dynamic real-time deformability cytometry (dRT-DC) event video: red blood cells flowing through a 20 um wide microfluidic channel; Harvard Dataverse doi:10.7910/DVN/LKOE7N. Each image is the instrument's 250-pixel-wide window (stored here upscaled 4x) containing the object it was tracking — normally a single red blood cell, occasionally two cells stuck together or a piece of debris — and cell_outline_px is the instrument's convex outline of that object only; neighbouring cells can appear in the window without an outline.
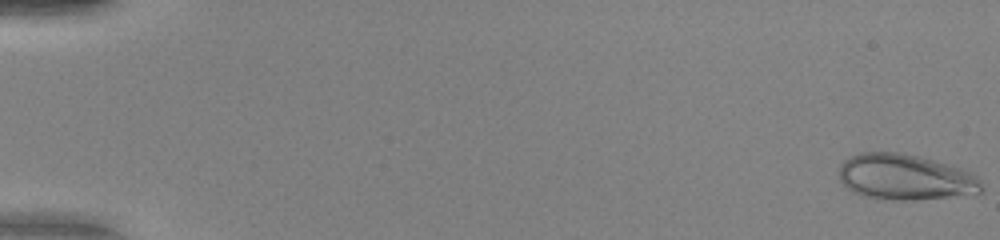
{"species": "human", "species_latin": "Homo sapiens", "temperature_condition": "warm", "stored_images_in_passage": 51, "camera_frame_rate_fps": 3000, "um_per_image_px": 0.085, "donor": {"sex": "female"}, "frame": {"image": 1, "passage_image": 1, "time_ms": 0.0, "image_size_px": [1000, 240], "cell_outline_px": [[980, 192], [916, 200], [884, 200], [864, 196], [852, 192], [840, 180], [840, 164], [844, 160], [860, 152], [896, 152], [916, 156], [932, 160], [968, 172], [976, 176], [980, 180]], "centroid_in_image_um": [76.85, 15.06], "position_along_channel_um": 8.2, "area_um2": 37.28}}
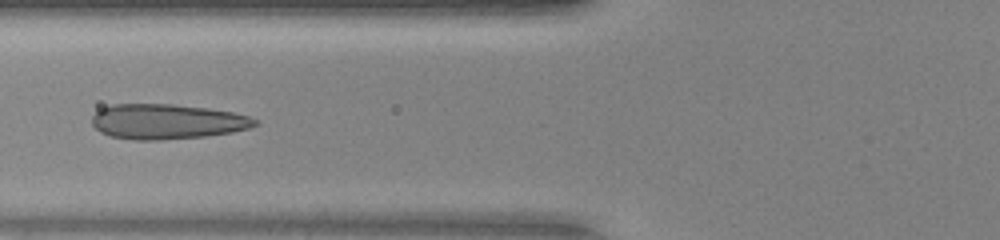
{"frame": {"image": 2, "passage_image": 22, "time_ms": 7.0, "image_size_px": [1000, 240], "cell_outline_px": [[260, 124], [248, 128], [232, 132], [204, 136], [160, 140], [136, 140], [108, 136], [100, 132], [92, 124], [92, 116], [100, 108], [112, 104], [172, 104], [208, 108], [232, 112], [248, 116], [260, 120]], "centroid_in_image_um": [14.19, 10.33], "position_along_channel_um": 111.6, "area_um2": 33.47}}
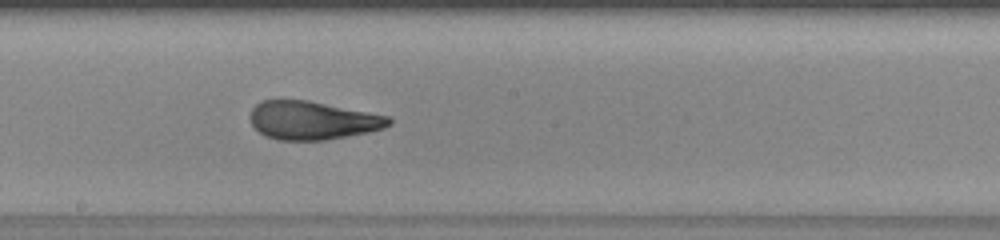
{"frame": {"image": 3, "passage_image": 30, "time_ms": 9.667, "image_size_px": [1000, 240], "cell_outline_px": [[392, 124], [384, 128], [368, 132], [324, 140], [276, 140], [264, 136], [252, 124], [248, 116], [252, 108], [260, 100], [276, 96], [280, 96], [308, 100], [392, 116]], "centroid_in_image_um": [26.51, 10.18], "position_along_channel_um": 221.7, "area_um2": 32.08}, "authors_computed_cell_mechanics": {"area_um2": 32.368, "velocity_mm_per_s": 4.1285, "shape_relaxation_time_tau1_ms": 7.1893, "shape_relaxation_time_tau2_ms": null, "deformation_change_tau1": 0.2202, "deformation_change_tau2": null}}